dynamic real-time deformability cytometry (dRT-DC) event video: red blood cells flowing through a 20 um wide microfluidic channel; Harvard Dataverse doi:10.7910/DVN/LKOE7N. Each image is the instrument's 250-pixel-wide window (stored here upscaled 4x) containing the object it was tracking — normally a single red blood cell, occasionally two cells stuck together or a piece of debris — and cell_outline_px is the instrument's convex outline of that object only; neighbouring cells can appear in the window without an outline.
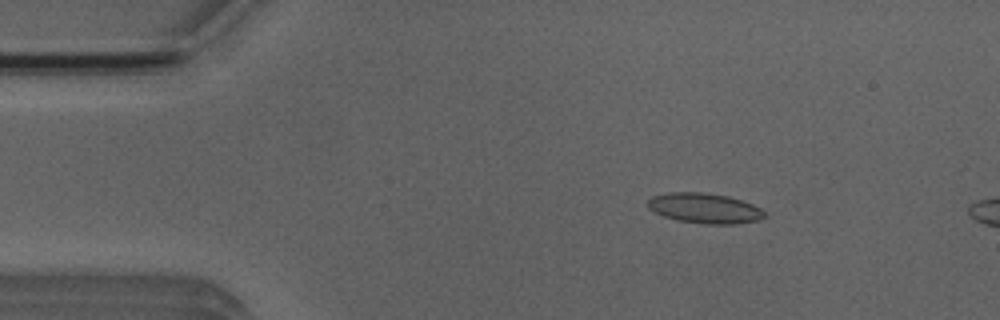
{"species": "Egyptian fruit bat (a non-hibernating species)", "species_latin": "Rousettus aegyptiacus", "temperature_condition": "room temperature", "stored_images_in_passage": 4, "camera_frame_rate_fps": 3000, "um_per_image_px": 0.085, "animal": {"sex": "male"}, "frame": {"image": 1, "passage_image": 2, "time_ms": 1.333, "image_size_px": [1000, 320], "cell_outline_px": [[768, 216], [760, 220], [732, 224], [708, 224], [676, 220], [664, 216], [648, 208], [648, 200], [652, 196], [668, 192], [700, 192], [728, 196], [752, 204], [760, 208]], "centroid_in_image_um": [59.9, 17.7], "position_along_channel_um": 25.1, "area_um2": 20.46}}